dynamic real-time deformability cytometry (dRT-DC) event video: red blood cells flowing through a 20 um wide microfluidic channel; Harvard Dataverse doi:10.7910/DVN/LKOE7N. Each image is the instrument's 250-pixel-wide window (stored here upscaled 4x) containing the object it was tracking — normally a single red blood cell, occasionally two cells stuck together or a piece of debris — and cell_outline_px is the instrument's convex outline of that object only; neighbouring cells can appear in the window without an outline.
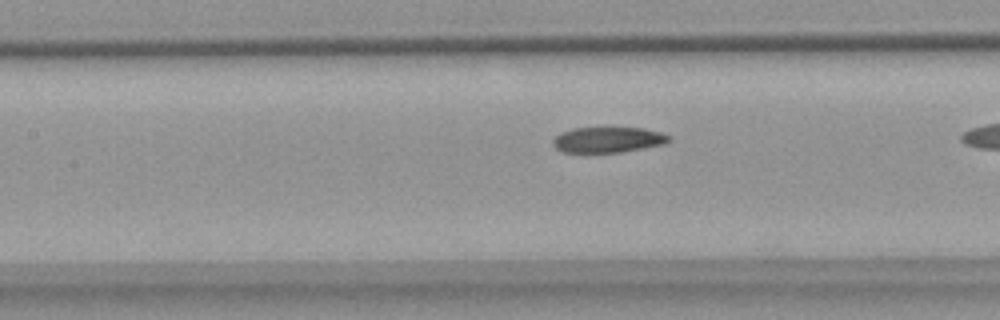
{"species": "common noctule bat (a hibernating species)", "species_latin": "Nyctalus noctula", "temperature_condition": "warm", "stored_images_in_passage": 36, "camera_frame_rate_fps": 3000, "um_per_image_px": 0.085, "animal": {"sex": "female", "body_mass_g": 18.4}, "frame": {"image": 1, "passage_image": 18, "time_ms": 5.667, "image_size_px": [1000, 320], "cell_outline_px": [[672, 140], [668, 144], [620, 152], [584, 156], [564, 152], [556, 148], [552, 144], [552, 140], [560, 132], [572, 128], [644, 128], [660, 132], [672, 136]], "centroid_in_image_um": [51.66, 11.93], "position_along_channel_um": 155.7, "area_um2": 18.26}}
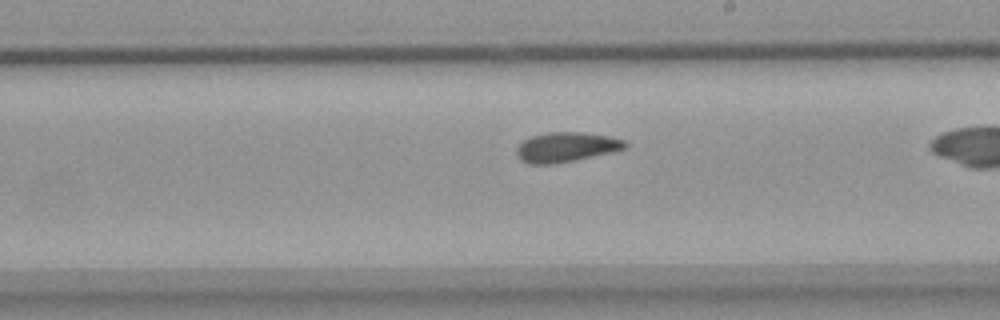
{"frame": {"image": 2, "passage_image": 25, "time_ms": 8.0, "image_size_px": [1000, 320], "cell_outline_px": [[628, 148], [612, 152], [552, 164], [528, 164], [520, 160], [516, 156], [516, 148], [524, 140], [532, 136], [548, 132], [584, 132], [608, 136], [624, 140], [628, 144]], "centroid_in_image_um": [48.11, 12.5], "position_along_channel_um": 240.9, "area_um2": 18.79}}
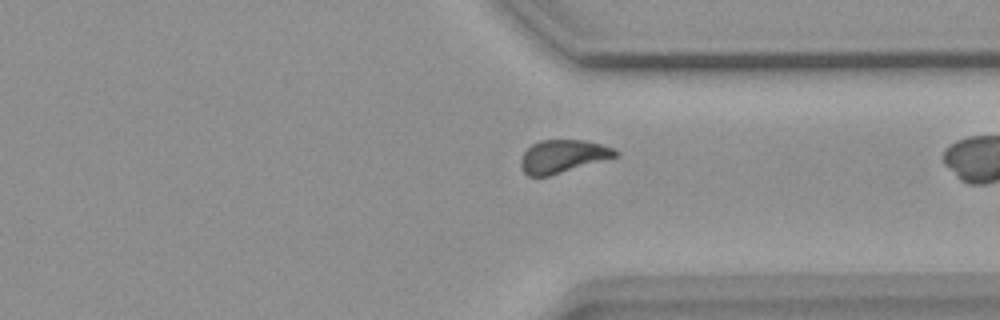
{"frame": {"image": 3, "passage_image": 35, "time_ms": 11.333, "image_size_px": [1000, 320], "cell_outline_px": [[620, 156], [548, 176], [528, 176], [520, 168], [520, 160], [524, 152], [532, 144], [540, 140], [584, 140], [600, 144], [612, 148], [620, 152]], "centroid_in_image_um": [47.84, 13.29], "position_along_channel_um": 363.6, "area_um2": 18.21}}